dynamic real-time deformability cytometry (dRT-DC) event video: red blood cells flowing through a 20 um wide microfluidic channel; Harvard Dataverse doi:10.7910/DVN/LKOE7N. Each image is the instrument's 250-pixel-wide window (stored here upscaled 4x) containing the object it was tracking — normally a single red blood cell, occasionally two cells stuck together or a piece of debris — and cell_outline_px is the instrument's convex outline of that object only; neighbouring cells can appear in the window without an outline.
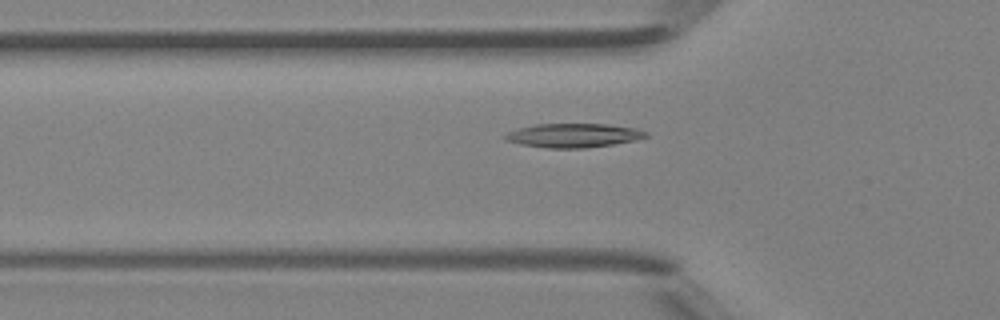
{"species": "Egyptian fruit bat (a non-hibernating species)", "species_latin": "Rousettus aegyptiacus", "temperature_condition": "room temperature", "stored_images_in_passage": 47, "camera_frame_rate_fps": 3000, "um_per_image_px": 0.085, "animal": {"sex": "female"}, "frame": {"image": 1, "passage_image": 16, "time_ms": 5.0, "image_size_px": [1000, 320], "cell_outline_px": [[648, 136], [636, 140], [612, 144], [584, 148], [548, 148], [520, 144], [508, 140], [500, 136], [508, 132], [520, 128], [536, 124], [608, 124], [636, 128], [648, 132]], "centroid_in_image_um": [48.76, 11.51], "position_along_channel_um": 77.0, "area_um2": 19.59}}
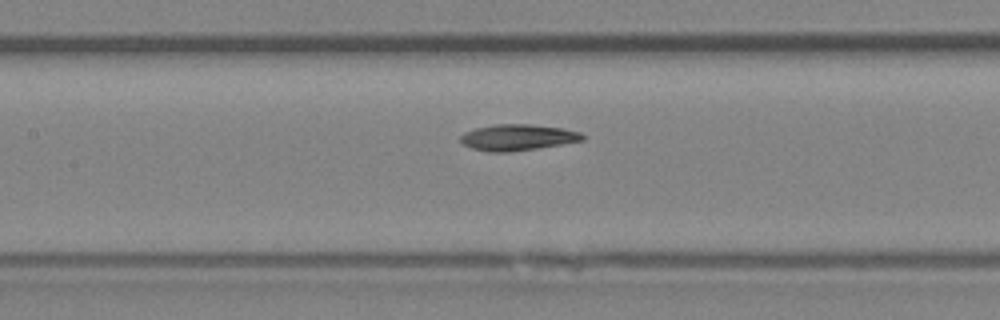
{"frame": {"image": 2, "passage_image": 22, "time_ms": 7.0, "image_size_px": [1000, 320], "cell_outline_px": [[584, 140], [536, 148], [508, 152], [488, 152], [472, 148], [464, 144], [460, 140], [460, 136], [464, 132], [476, 128], [496, 124], [528, 124], [564, 128], [580, 132], [584, 136]], "centroid_in_image_um": [43.98, 11.67], "position_along_channel_um": 163.4, "area_um2": 18.44}}
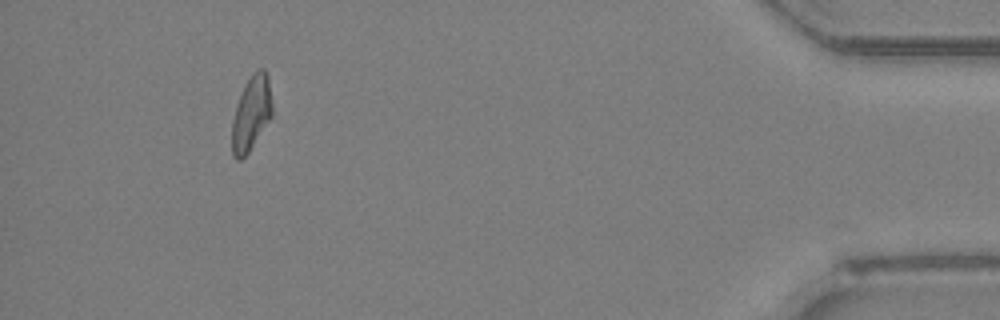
{"frame": {"image": 3, "passage_image": 44, "time_ms": 14.333, "image_size_px": [1000, 320], "cell_outline_px": [[272, 116], [248, 152], [240, 160], [236, 160], [232, 156], [232, 120], [244, 84], [252, 72], [260, 68], [264, 68], [268, 76], [272, 104]], "centroid_in_image_um": [21.36, 9.61], "position_along_channel_um": 413.8, "area_um2": 17.4}, "authors_computed_cell_mechanics": {"area_um2": 18.7272, "velocity_mm_per_s": 4.3202, "shape_relaxation_time_tau1_ms": 4.9864, "shape_relaxation_time_tau2_ms": 7.5658, "deformation_change_tau1": 0.1574, "deformation_change_tau2": 0.1283}}